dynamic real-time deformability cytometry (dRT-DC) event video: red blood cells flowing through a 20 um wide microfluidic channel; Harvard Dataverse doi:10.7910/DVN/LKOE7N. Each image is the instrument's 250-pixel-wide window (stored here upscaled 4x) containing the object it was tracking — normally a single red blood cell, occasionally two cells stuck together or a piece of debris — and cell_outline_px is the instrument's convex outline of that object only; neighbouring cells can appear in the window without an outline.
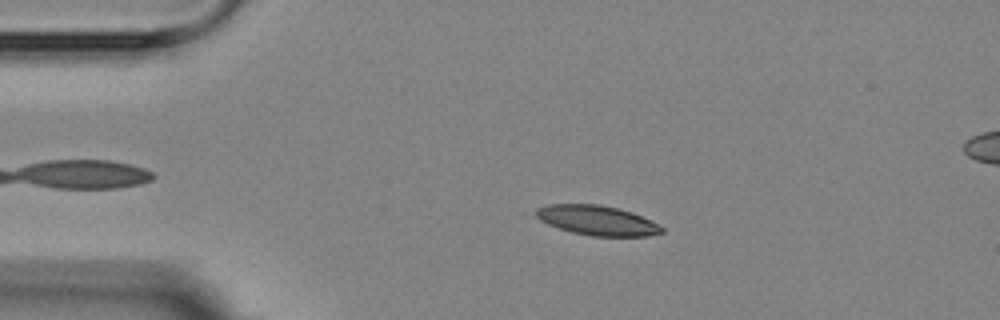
{"species": "Egyptian fruit bat (a non-hibernating species)", "species_latin": "Rousettus aegyptiacus", "temperature_condition": "room temperature", "stored_images_in_passage": 3, "camera_frame_rate_fps": 3000, "um_per_image_px": 0.085, "animal": {"sex": "female"}, "frame": {"image": 1, "passage_image": 2, "time_ms": 1.0, "image_size_px": [1000, 320], "cell_outline_px": [[664, 232], [648, 236], [592, 236], [572, 232], [548, 224], [540, 220], [536, 216], [536, 208], [548, 204], [600, 204], [632, 212], [652, 220], [664, 228]], "centroid_in_image_um": [50.78, 18.73], "position_along_channel_um": 34.2, "area_um2": 21.79}}